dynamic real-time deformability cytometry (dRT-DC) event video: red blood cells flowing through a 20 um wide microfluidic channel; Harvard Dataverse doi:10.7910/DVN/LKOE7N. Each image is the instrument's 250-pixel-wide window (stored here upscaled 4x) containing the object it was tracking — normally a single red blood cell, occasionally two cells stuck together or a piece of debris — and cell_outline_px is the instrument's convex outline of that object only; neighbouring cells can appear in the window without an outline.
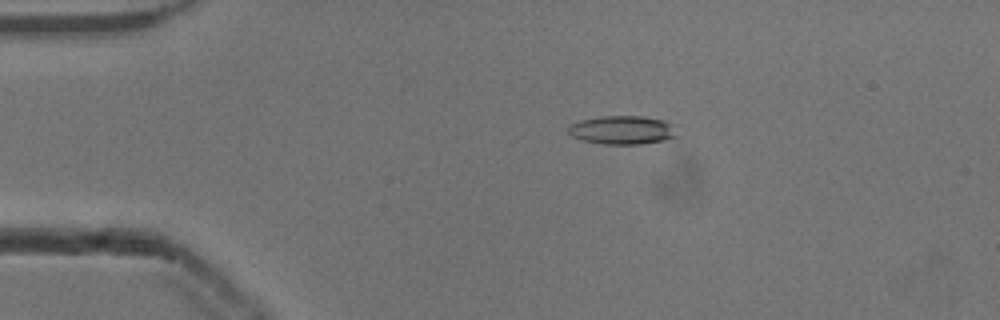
{"species": "common noctule bat (a hibernating species)", "species_latin": "Nyctalus noctula", "temperature_condition": "cold", "stored_images_in_passage": 46, "camera_frame_rate_fps": 3000, "um_per_image_px": 0.085, "animal": {"sex": "male", "body_mass_g": 13.3}, "frame": {"image": 1, "passage_image": 4, "time_ms": 1.0, "image_size_px": [1000, 320], "cell_outline_px": [[680, 136], [664, 140], [640, 144], [604, 144], [580, 140], [572, 136], [568, 132], [568, 124], [580, 120], [600, 116], [644, 116], [664, 120], [676, 124]], "centroid_in_image_um": [52.95, 11.04], "position_along_channel_um": 32.0, "area_um2": 18.61}}
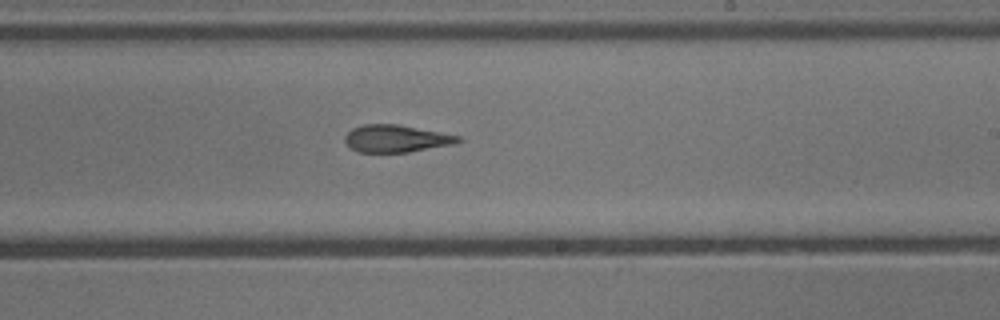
{"frame": {"image": 2, "passage_image": 25, "time_ms": 8.0, "image_size_px": [1000, 320], "cell_outline_px": [[464, 140], [456, 144], [408, 152], [356, 152], [344, 140], [344, 136], [352, 128], [364, 124], [396, 124], [440, 132], [460, 136]], "centroid_in_image_um": [33.69, 11.78], "position_along_channel_um": 255.3, "area_um2": 18.03}}
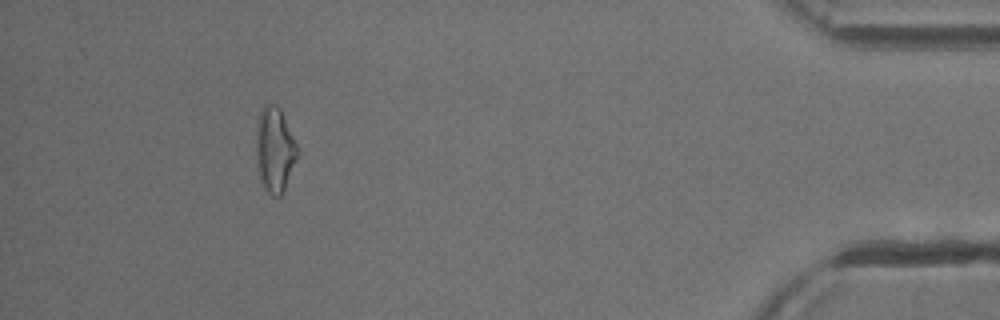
{"frame": {"image": 3, "passage_image": 42, "time_ms": 13.667, "image_size_px": [1000, 320], "cell_outline_px": [[300, 152], [284, 192], [280, 196], [272, 196], [264, 188], [260, 176], [256, 156], [256, 128], [260, 112], [264, 104], [276, 104], [280, 108]], "centroid_in_image_um": [23.37, 12.73], "position_along_channel_um": 411.8, "area_um2": 20.52}, "authors_computed_cell_mechanics": {"area_um2": 18.785, "velocity_mm_per_s": 3.8762, "shape_relaxation_time_tau1_ms": null, "shape_relaxation_time_tau2_ms": 4.4543, "deformation_change_tau1": null, "deformation_change_tau2": 0.1635}}